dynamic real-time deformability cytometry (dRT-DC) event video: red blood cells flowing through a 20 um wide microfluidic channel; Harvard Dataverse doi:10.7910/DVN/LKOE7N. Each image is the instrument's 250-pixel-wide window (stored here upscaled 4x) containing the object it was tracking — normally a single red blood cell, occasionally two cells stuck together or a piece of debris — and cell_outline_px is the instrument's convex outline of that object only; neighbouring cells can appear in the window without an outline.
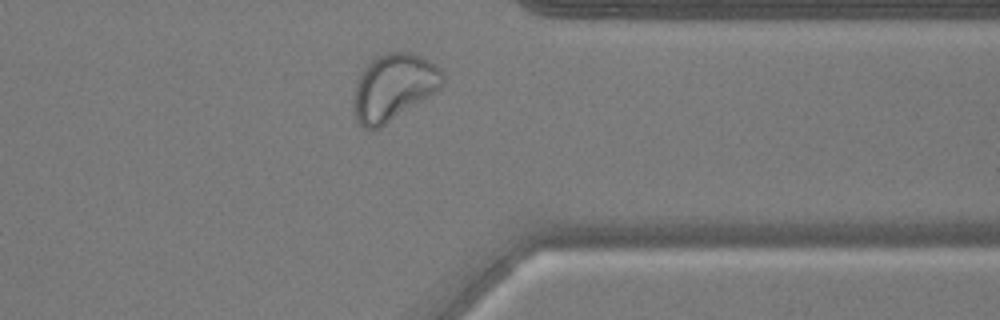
{"species": "common noctule bat (a hibernating species)", "species_latin": "Nyctalus noctula", "temperature_condition": "warm", "stored_images_in_passage": 36, "camera_frame_rate_fps": 3000, "um_per_image_px": 0.085, "animal": {"sex": "male", "body_mass_g": 17.9, "forearm_length_mm": 54.2}, "frame": {"image": 1, "passage_image": 31, "time_ms": 10.0, "image_size_px": [1000, 320], "cell_outline_px": [[444, 84], [440, 88], [380, 128], [372, 132], [364, 128], [356, 120], [352, 100], [356, 80], [360, 72], [376, 56], [388, 52], [412, 52], [436, 64], [440, 68], [444, 76]], "centroid_in_image_um": [33.42, 7.41], "position_along_channel_um": 378.0, "area_um2": 34.74}, "authors_computed_cell_mechanics": {"area_um2": 29.0734, "velocity_mm_per_s": 3.733, "shape_relaxation_time_tau1_ms": null, "shape_relaxation_time_tau2_ms": 0.6975, "deformation_change_tau1": null, "deformation_change_tau2": 0.0661}}